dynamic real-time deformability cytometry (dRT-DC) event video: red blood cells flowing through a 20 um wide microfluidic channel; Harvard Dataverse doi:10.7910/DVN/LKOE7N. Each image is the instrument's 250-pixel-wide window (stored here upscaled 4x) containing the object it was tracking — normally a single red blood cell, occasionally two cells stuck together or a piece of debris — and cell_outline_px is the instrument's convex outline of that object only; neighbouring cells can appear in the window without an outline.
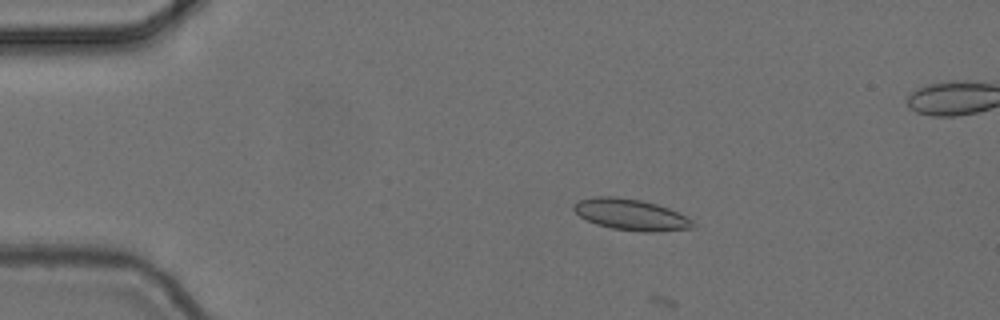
{"species": "common noctule bat (a hibernating species)", "species_latin": "Nyctalus noctula", "temperature_condition": "cold", "stored_images_in_passage": 12, "camera_frame_rate_fps": 3000, "um_per_image_px": 0.085, "animal": {"sex": "female", "body_mass_g": 24.6, "forearm_length_mm": 56.2}, "frame": {"image": 1, "passage_image": 11, "time_ms": 3.333, "image_size_px": [1000, 320], "cell_outline_px": [[696, 224], [692, 228], [660, 232], [640, 232], [612, 228], [596, 224], [580, 216], [572, 208], [572, 204], [580, 200], [596, 196], [616, 196], [640, 200], [656, 204], [668, 208], [692, 220]], "centroid_in_image_um": [53.62, 18.25], "position_along_channel_um": 31.4, "area_um2": 21.62}}